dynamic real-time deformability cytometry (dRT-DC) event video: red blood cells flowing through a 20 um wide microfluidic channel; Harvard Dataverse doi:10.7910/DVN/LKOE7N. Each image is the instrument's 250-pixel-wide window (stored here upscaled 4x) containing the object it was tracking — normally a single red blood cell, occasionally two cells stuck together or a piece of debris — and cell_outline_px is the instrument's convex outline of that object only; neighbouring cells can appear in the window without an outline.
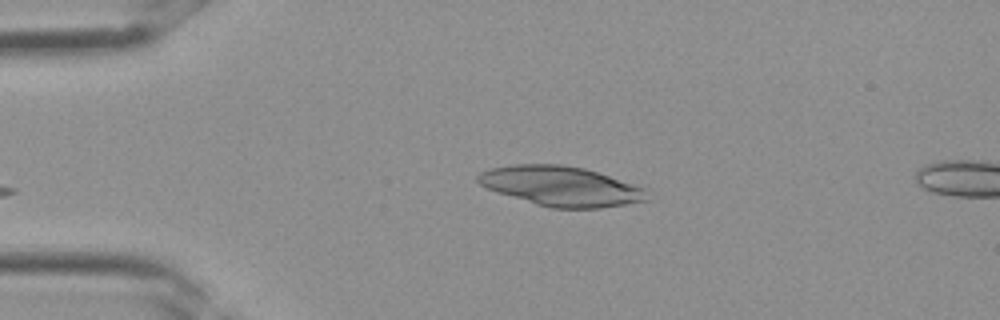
{"species": "Egyptian fruit bat (a non-hibernating species)", "species_latin": "Rousettus aegyptiacus", "temperature_condition": "room temperature", "stored_images_in_passage": 2, "camera_frame_rate_fps": 3000, "um_per_image_px": 0.085, "frame": {"image": 1, "passage_image": 2, "time_ms": 0.333, "image_size_px": [1000, 320], "cell_outline_px": [[648, 200], [600, 208], [552, 208], [536, 204], [496, 192], [480, 184], [476, 180], [476, 176], [480, 172], [488, 168], [512, 164], [560, 164], [584, 168], [648, 188]], "centroid_in_image_um": [47.68, 15.81], "position_along_channel_um": 37.3, "area_um2": 39.3}}